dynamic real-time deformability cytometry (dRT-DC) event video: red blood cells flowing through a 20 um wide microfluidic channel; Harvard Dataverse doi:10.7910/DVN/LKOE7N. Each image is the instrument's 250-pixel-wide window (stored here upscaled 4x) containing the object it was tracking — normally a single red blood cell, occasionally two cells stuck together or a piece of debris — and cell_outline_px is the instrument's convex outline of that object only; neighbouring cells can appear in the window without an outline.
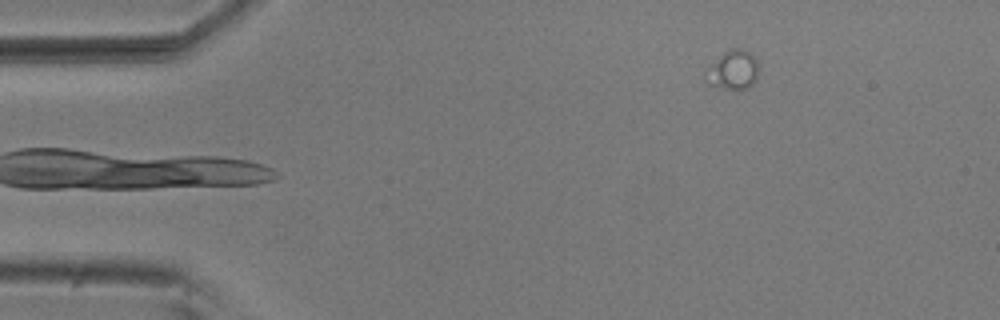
{"species": "common noctule bat (a hibernating species)", "species_latin": "Nyctalus noctula", "temperature_condition": "room temperature", "stored_images_in_passage": 5, "camera_frame_rate_fps": 3000, "um_per_image_px": 0.085, "animal": {"sex": "male", "body_mass_g": 20.5, "forearm_length_mm": 52.5}, "frame": {"image": 1, "passage_image": 5, "time_ms": 1.333, "image_size_px": [1000, 320], "cell_outline_px": [[756, 80], [748, 88], [724, 88], [708, 84], [704, 80], [704, 72], [708, 64], [724, 52], [732, 48], [740, 48], [748, 52], [756, 60]], "centroid_in_image_um": [62.21, 5.94], "position_along_channel_um": 22.8, "area_um2": 11.96}}